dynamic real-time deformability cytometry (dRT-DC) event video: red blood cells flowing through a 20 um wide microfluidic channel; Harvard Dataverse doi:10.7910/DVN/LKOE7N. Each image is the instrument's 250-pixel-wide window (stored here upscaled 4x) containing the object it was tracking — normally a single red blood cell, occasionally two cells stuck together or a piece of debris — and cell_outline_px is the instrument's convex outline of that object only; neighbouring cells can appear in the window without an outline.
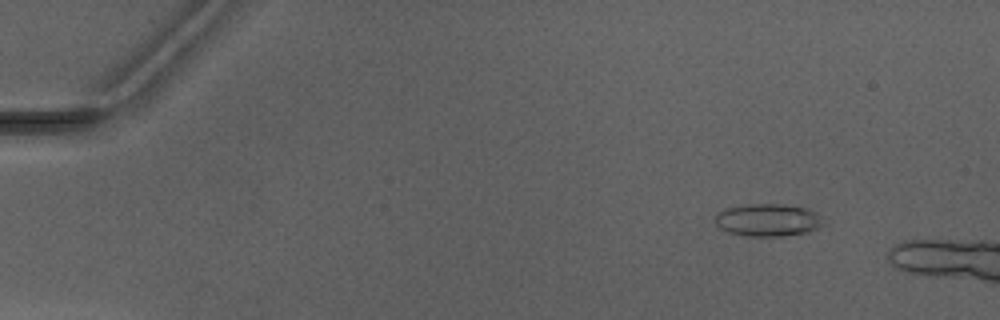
{"species": "Egyptian fruit bat (a non-hibernating species)", "species_latin": "Rousettus aegyptiacus", "temperature_condition": "warm", "stored_images_in_passage": 2, "camera_frame_rate_fps": 3000, "um_per_image_px": 0.085, "animal": {"sex": "male"}, "frame": {"image": 1, "passage_image": 1, "time_ms": 0.0, "image_size_px": [1000, 320], "cell_outline_px": [[828, 224], [808, 232], [780, 236], [748, 236], [728, 232], [720, 228], [716, 224], [716, 212], [724, 208], [752, 204], [780, 204], [808, 208], [816, 212]], "centroid_in_image_um": [65.31, 18.7], "position_along_channel_um": 19.7, "area_um2": 20.69}}